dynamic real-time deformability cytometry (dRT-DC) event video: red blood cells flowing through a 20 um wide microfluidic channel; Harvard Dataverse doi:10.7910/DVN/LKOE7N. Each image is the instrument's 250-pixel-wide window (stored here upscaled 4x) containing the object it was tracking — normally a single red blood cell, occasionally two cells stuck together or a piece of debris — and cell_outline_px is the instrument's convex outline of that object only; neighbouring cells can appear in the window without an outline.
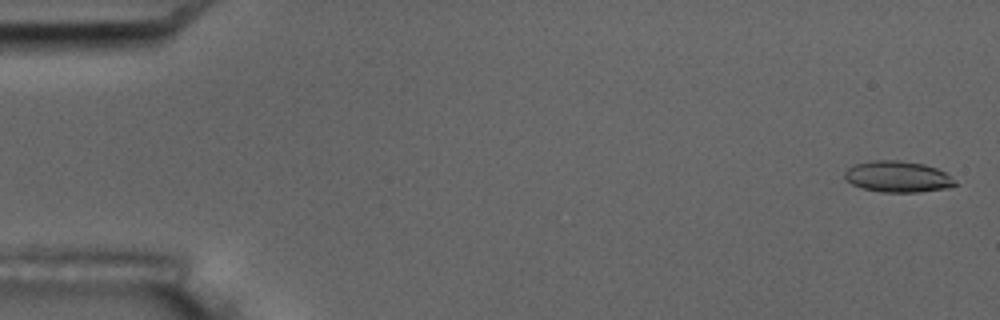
{"species": "common noctule bat (a hibernating species)", "species_latin": "Nyctalus noctula", "temperature_condition": "room temperature", "stored_images_in_passage": 6, "camera_frame_rate_fps": 3000, "um_per_image_px": 0.085, "animal": {"sex": "male", "body_mass_g": 17.5, "forearm_length_mm": 52.3}, "frame": {"image": 1, "passage_image": 1, "time_ms": 0.0, "image_size_px": [1000, 320], "cell_outline_px": [[960, 184], [944, 188], [916, 192], [880, 192], [864, 188], [852, 184], [844, 176], [844, 172], [852, 164], [872, 160], [896, 160], [924, 164], [936, 168], [944, 172]], "centroid_in_image_um": [76.29, 15.01], "position_along_channel_um": 8.7, "area_um2": 19.94}}
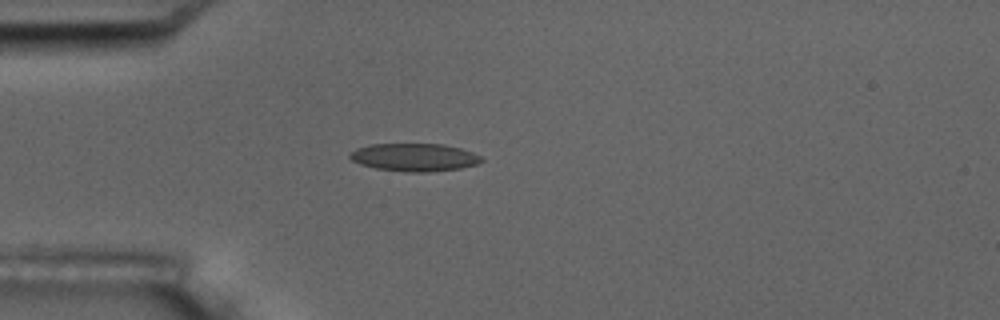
{"frame": {"image": 2, "passage_image": 5, "time_ms": 4.667, "image_size_px": [1000, 320], "cell_outline_px": [[484, 160], [476, 164], [460, 168], [428, 172], [408, 172], [376, 168], [360, 164], [352, 160], [348, 156], [356, 148], [372, 144], [444, 144], [460, 148], [472, 152], [480, 156]], "centroid_in_image_um": [35.22, 13.37], "position_along_channel_um": 49.8, "area_um2": 21.21}}